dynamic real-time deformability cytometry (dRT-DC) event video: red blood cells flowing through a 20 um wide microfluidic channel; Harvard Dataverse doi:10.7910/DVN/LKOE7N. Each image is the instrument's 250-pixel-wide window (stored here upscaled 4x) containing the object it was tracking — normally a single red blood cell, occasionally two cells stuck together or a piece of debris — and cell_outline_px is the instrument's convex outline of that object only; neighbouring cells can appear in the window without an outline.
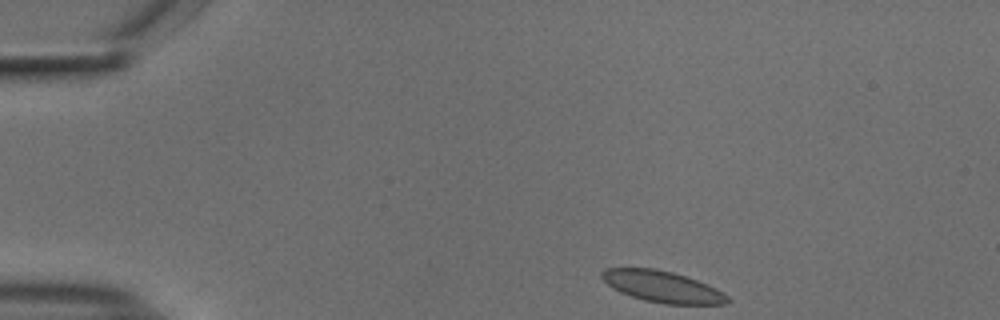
{"species": "common noctule bat (a hibernating species)", "species_latin": "Nyctalus noctula", "temperature_condition": "cold", "stored_images_in_passage": 46, "camera_frame_rate_fps": 3000, "um_per_image_px": 0.085, "animal": {"sex": "male", "body_mass_g": 18.8}, "frame": {"image": 1, "passage_image": 1, "time_ms": 0.0, "image_size_px": [1000, 320], "cell_outline_px": [[732, 300], [728, 304], [664, 304], [644, 300], [620, 292], [612, 288], [600, 276], [600, 272], [604, 268], [656, 268], [672, 272], [696, 280], [716, 288], [728, 296]], "centroid_in_image_um": [56.3, 24.37], "position_along_channel_um": 28.7, "area_um2": 22.95}}
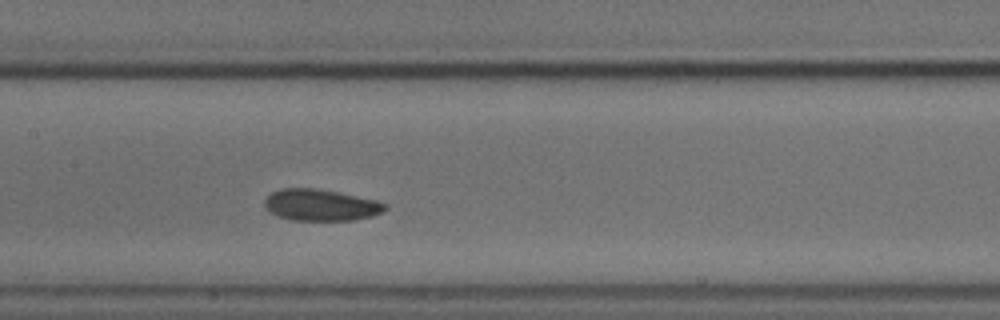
{"frame": {"image": 2, "passage_image": 19, "time_ms": 6.0, "image_size_px": [1000, 320], "cell_outline_px": [[388, 208], [384, 212], [372, 216], [352, 220], [292, 220], [268, 212], [264, 204], [264, 200], [272, 192], [280, 188], [312, 188], [336, 192], [376, 200], [388, 204]], "centroid_in_image_um": [27.27, 17.43], "position_along_channel_um": 180.1, "area_um2": 22.08}}
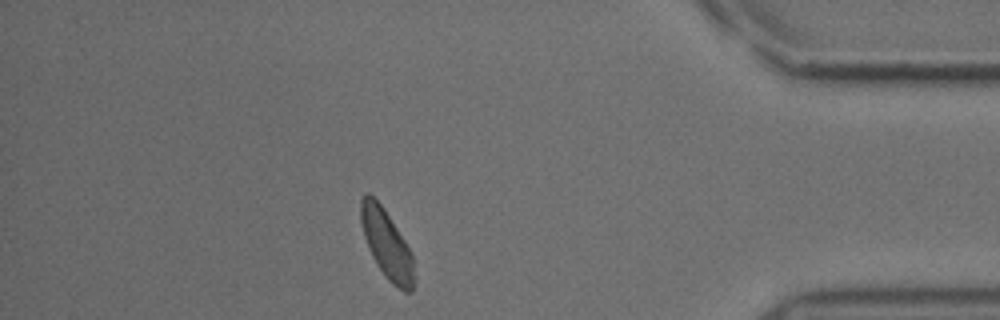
{"frame": {"image": 3, "passage_image": 40, "time_ms": 13.0, "image_size_px": [1000, 320], "cell_outline_px": [[412, 292], [404, 292], [392, 284], [388, 280], [376, 264], [372, 256], [364, 236], [360, 220], [360, 200], [368, 192], [384, 208], [404, 240], [412, 256]], "centroid_in_image_um": [32.83, 20.74], "position_along_channel_um": 402.4, "area_um2": 20.75}, "authors_computed_cell_mechanics": {"area_um2": 22.3397, "velocity_mm_per_s": 3.6806, "shape_relaxation_time_tau1_ms": null, "shape_relaxation_time_tau2_ms": 3.2963, "deformation_change_tau1": null, "deformation_change_tau2": 0.0608}}